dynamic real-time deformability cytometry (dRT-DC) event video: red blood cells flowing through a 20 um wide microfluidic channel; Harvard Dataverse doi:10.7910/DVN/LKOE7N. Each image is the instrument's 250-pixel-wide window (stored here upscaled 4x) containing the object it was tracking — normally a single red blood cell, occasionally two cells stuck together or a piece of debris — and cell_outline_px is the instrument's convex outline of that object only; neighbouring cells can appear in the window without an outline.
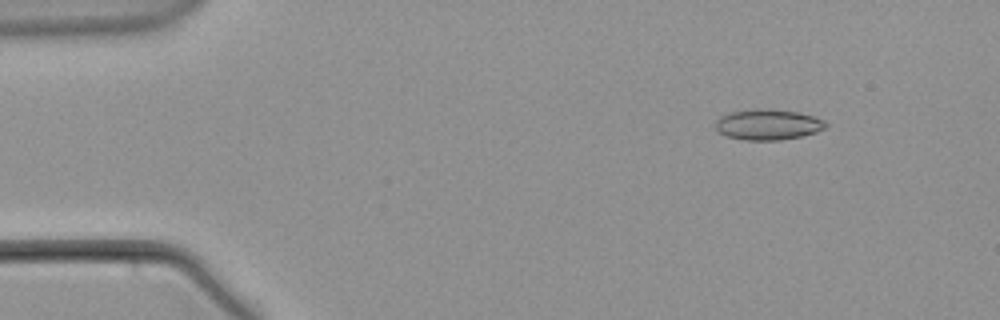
{"species": "common noctule bat (a hibernating species)", "species_latin": "Nyctalus noctula", "temperature_condition": "warm", "stored_images_in_passage": 12, "camera_frame_rate_fps": 3000, "um_per_image_px": 0.085, "animal": {"sex": "male", "body_mass_g": 21.5, "forearm_length_mm": 52.0}, "frame": {"image": 1, "passage_image": 7, "time_ms": 2.0, "image_size_px": [1000, 320], "cell_outline_px": [[828, 124], [824, 128], [816, 132], [800, 136], [780, 140], [744, 140], [728, 136], [720, 132], [716, 128], [716, 120], [720, 116], [728, 112], [756, 108], [796, 112], [812, 116], [824, 120]], "centroid_in_image_um": [65.25, 10.58], "position_along_channel_um": 19.7, "area_um2": 19.48}}